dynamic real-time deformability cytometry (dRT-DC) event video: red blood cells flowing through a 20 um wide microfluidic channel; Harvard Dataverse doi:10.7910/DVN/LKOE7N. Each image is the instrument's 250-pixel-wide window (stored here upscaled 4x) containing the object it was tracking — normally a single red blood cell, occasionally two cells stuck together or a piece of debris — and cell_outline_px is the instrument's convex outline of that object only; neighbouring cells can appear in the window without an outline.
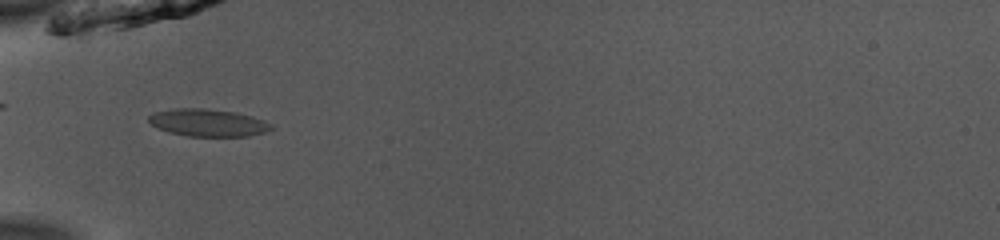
{"species": "common noctule bat (a hibernating species)", "species_latin": "Nyctalus noctula", "temperature_condition": "room temperature", "stored_images_in_passage": 23, "camera_frame_rate_fps": 3000, "um_per_image_px": 0.085, "animal": {"sex": "male", "body_mass_g": 13.0, "forearm_length_mm": 53.1}, "frame": {"image": 1, "passage_image": 1, "time_ms": 0.0, "image_size_px": [1000, 240], "cell_outline_px": [[276, 128], [264, 132], [248, 136], [188, 136], [168, 132], [152, 124], [148, 120], [148, 116], [156, 112], [176, 108], [204, 108], [236, 112], [252, 116], [264, 120], [272, 124]], "centroid_in_image_um": [17.72, 10.43], "position_along_channel_um": 67.3, "area_um2": 19.54}}
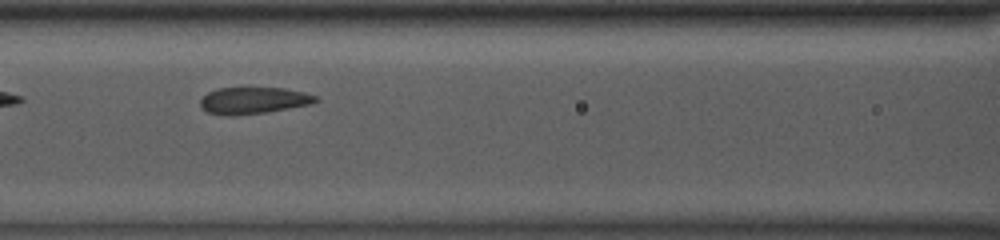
{"frame": {"image": 2, "passage_image": 7, "time_ms": 2.0, "image_size_px": [1000, 240], "cell_outline_px": [[320, 100], [312, 104], [264, 112], [232, 116], [228, 116], [208, 112], [200, 104], [200, 100], [208, 92], [220, 88], [248, 84], [284, 88], [304, 92], [316, 96]], "centroid_in_image_um": [21.55, 8.48], "position_along_channel_um": 145.0, "area_um2": 18.67}}